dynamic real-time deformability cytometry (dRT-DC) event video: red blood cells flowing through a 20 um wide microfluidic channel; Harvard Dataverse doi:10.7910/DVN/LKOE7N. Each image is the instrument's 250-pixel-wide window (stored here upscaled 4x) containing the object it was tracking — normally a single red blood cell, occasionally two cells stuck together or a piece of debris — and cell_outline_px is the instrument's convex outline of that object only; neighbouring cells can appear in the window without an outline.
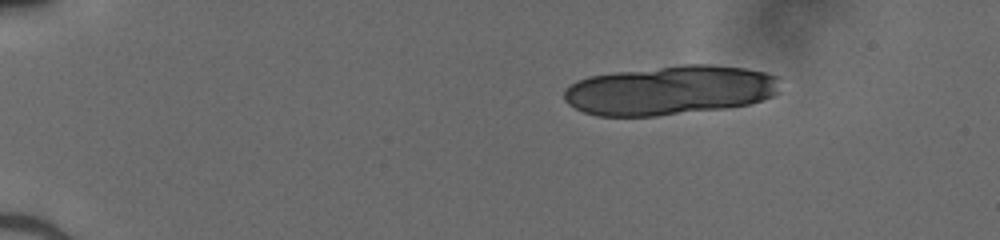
{"species": "human", "species_latin": "Homo sapiens", "temperature_condition": "cold", "stored_images_in_passage": 25, "camera_frame_rate_fps": 3000, "um_per_image_px": 0.085, "donor": {"sex": "male"}, "frame": {"image": 1, "passage_image": 1, "time_ms": 0.0, "image_size_px": [1000, 240], "cell_outline_px": [[776, 92], [772, 96], [748, 104], [724, 108], [656, 116], [596, 116], [584, 112], [568, 104], [564, 100], [564, 88], [576, 80], [588, 76], [616, 72], [680, 64], [712, 64], [744, 68], [764, 72], [776, 76]], "centroid_in_image_um": [56.87, 7.67], "position_along_channel_um": 28.1, "area_um2": 62.02}}
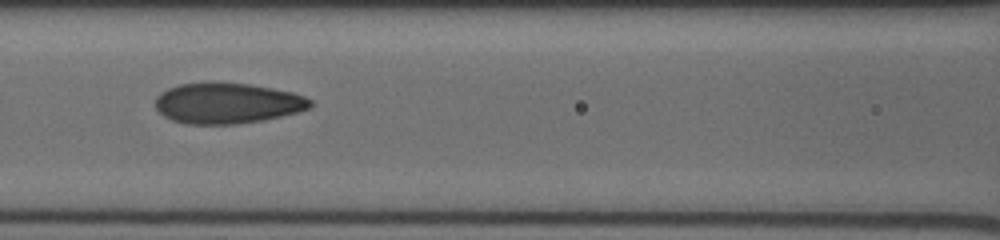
{"frame": {"image": 2, "passage_image": 17, "time_ms": 5.333, "image_size_px": [1000, 240], "cell_outline_px": [[312, 108], [264, 120], [236, 124], [188, 124], [172, 120], [164, 116], [156, 108], [156, 96], [160, 92], [168, 88], [180, 84], [216, 80], [248, 84], [272, 88], [292, 92], [304, 96], [312, 100]], "centroid_in_image_um": [19.31, 8.75], "position_along_channel_um": 147.3, "area_um2": 37.22}}
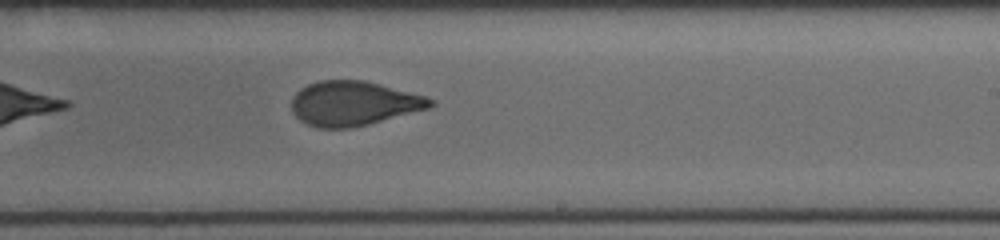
{"frame": {"image": 3, "passage_image": 25, "time_ms": 8.0, "image_size_px": [1000, 240], "cell_outline_px": [[436, 104], [428, 108], [368, 124], [348, 128], [320, 128], [308, 124], [300, 120], [292, 112], [292, 96], [300, 88], [308, 84], [320, 80], [364, 80], [428, 96]], "centroid_in_image_um": [30.04, 8.78], "position_along_channel_um": 259.0, "area_um2": 35.89}}